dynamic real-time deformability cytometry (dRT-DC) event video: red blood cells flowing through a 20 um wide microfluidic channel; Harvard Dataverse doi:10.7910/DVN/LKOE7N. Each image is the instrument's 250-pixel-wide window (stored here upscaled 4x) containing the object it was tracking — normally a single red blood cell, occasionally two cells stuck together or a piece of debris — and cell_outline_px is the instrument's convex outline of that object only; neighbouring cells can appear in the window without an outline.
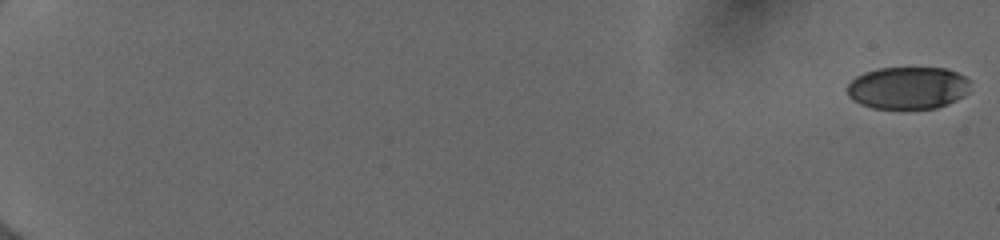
{"species": "human", "species_latin": "Homo sapiens", "temperature_condition": "cold", "stored_images_in_passage": 55, "camera_frame_rate_fps": 3000, "um_per_image_px": 0.085, "donor": {"sex": "female"}, "frame": {"image": 1, "passage_image": 1, "time_ms": 0.0, "image_size_px": [1000, 240], "cell_outline_px": [[972, 80], [968, 92], [964, 96], [956, 100], [936, 108], [876, 108], [860, 104], [852, 100], [848, 96], [848, 84], [856, 76], [864, 72], [880, 68], [948, 68]], "centroid_in_image_um": [77.2, 7.46], "position_along_channel_um": 7.8, "area_um2": 30.46}}
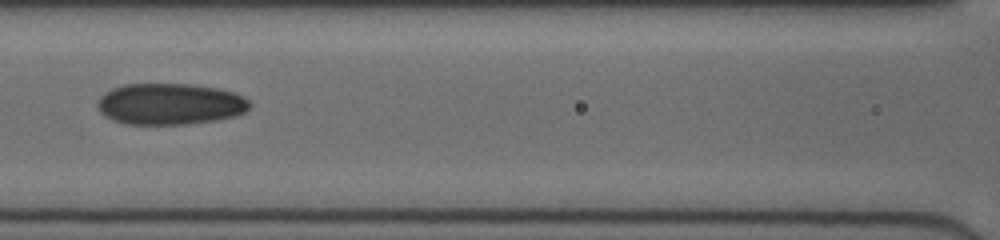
{"frame": {"image": 2, "passage_image": 29, "time_ms": 9.333, "image_size_px": [1000, 240], "cell_outline_px": [[252, 104], [244, 112], [236, 116], [188, 124], [128, 124], [112, 120], [104, 116], [100, 112], [96, 104], [100, 96], [104, 92], [112, 88], [124, 84], [192, 84], [216, 88], [232, 92], [244, 96]], "centroid_in_image_um": [14.42, 8.83], "position_along_channel_um": 152.2, "area_um2": 36.76}}
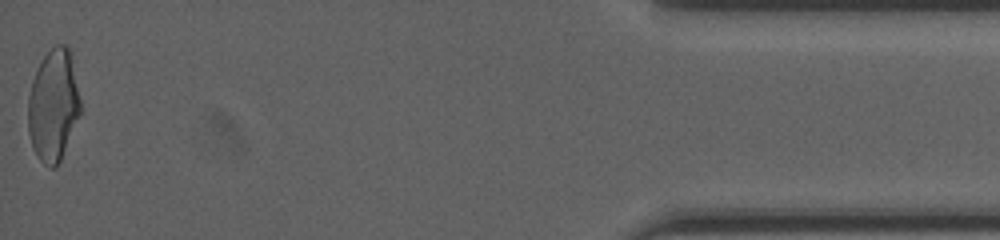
{"frame": {"image": 3, "passage_image": 55, "time_ms": 18.0, "image_size_px": [1000, 240], "cell_outline_px": [[80, 112], [60, 160], [52, 168], [44, 164], [40, 160], [32, 148], [28, 132], [28, 96], [32, 80], [44, 56], [56, 44], [68, 44], [80, 100]], "centroid_in_image_um": [4.51, 8.95], "position_along_channel_um": 430.7, "area_um2": 33.52}, "authors_computed_cell_mechanics": {"area_um2": 34.2754, "velocity_mm_per_s": 4.0114, "shape_relaxation_time_tau1_ms": null, "shape_relaxation_time_tau2_ms": 2.1657, "deformation_change_tau1": null, "deformation_change_tau2": 0.0734}}